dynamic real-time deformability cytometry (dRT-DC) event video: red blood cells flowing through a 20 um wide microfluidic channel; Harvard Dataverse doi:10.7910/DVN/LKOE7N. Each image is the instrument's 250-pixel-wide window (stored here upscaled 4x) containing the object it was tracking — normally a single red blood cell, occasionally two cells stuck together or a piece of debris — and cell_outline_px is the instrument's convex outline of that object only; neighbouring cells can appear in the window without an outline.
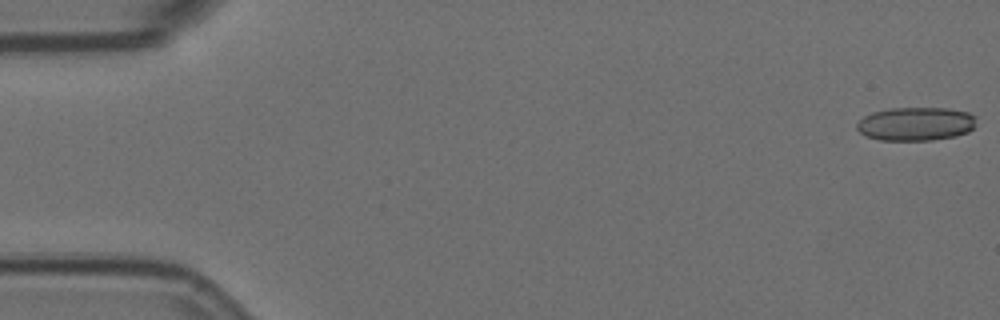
{"species": "Egyptian fruit bat (a non-hibernating species)", "species_latin": "Rousettus aegyptiacus", "temperature_condition": "room temperature", "stored_images_in_passage": 7, "camera_frame_rate_fps": 3000, "um_per_image_px": 0.085, "animal": {"sex": "female"}, "frame": {"image": 1, "passage_image": 1, "time_ms": 0.0, "image_size_px": [1000, 320], "cell_outline_px": [[976, 116], [972, 128], [968, 132], [956, 136], [932, 140], [880, 140], [864, 136], [856, 128], [856, 124], [864, 116], [872, 112], [888, 108], [948, 108], [968, 112]], "centroid_in_image_um": [77.82, 10.53], "position_along_channel_um": 7.2, "area_um2": 23.47}}
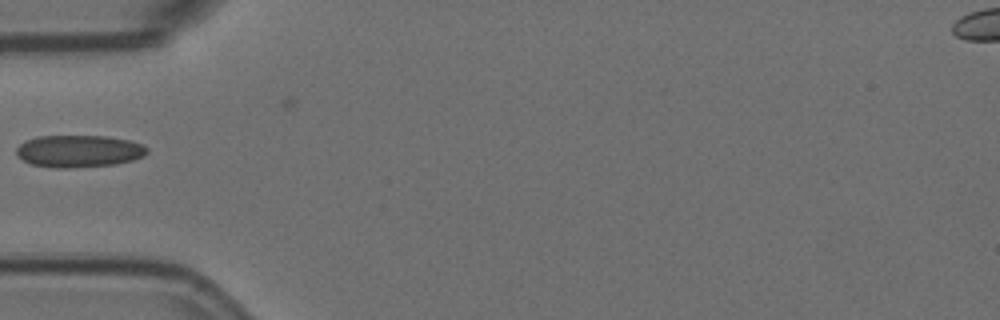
{"frame": {"image": 2, "passage_image": 6, "time_ms": 1.667, "image_size_px": [1000, 320], "cell_outline_px": [[148, 152], [144, 156], [132, 160], [116, 164], [68, 168], [56, 168], [32, 164], [16, 156], [16, 148], [20, 144], [36, 136], [104, 136], [128, 140], [140, 144], [148, 148]], "centroid_in_image_um": [6.69, 12.85], "position_along_channel_um": 78.3, "area_um2": 24.39}}
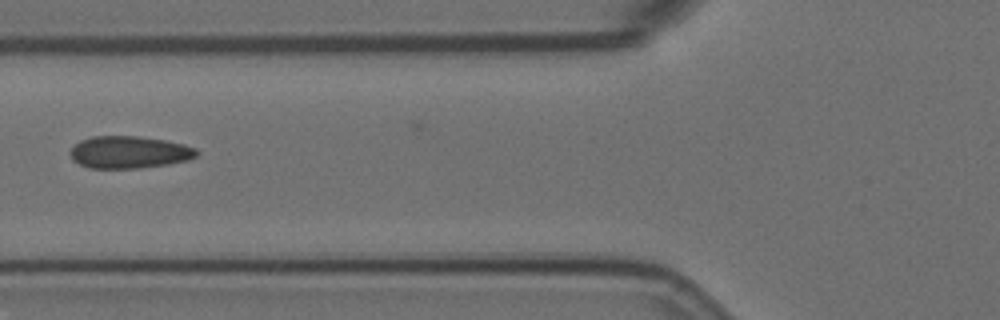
{"frame": {"image": 3, "passage_image": 7, "time_ms": 2.0, "image_size_px": [1000, 320], "cell_outline_px": [[200, 152], [196, 156], [188, 160], [168, 164], [140, 168], [88, 168], [72, 160], [68, 152], [72, 144], [80, 140], [92, 136], [136, 136], [164, 140], [184, 144], [196, 148]], "centroid_in_image_um": [10.94, 12.93], "position_along_channel_um": 114.9, "area_um2": 24.04}}